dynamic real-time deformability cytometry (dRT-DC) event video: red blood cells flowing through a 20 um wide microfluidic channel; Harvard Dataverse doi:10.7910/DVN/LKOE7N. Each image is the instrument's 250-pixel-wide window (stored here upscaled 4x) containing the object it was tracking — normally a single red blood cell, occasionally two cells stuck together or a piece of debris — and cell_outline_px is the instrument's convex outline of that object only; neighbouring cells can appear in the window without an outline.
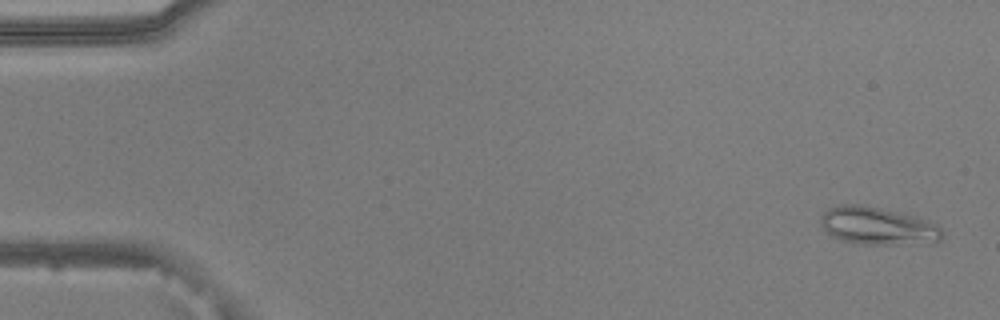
{"species": "common noctule bat (a hibernating species)", "species_latin": "Nyctalus noctula", "temperature_condition": "warm", "stored_images_in_passage": 12, "camera_frame_rate_fps": 3000, "um_per_image_px": 0.085, "animal": {"sex": "male", "body_mass_g": 20.5, "forearm_length_mm": 52.5}, "frame": {"image": 1, "passage_image": 2, "time_ms": 0.333, "image_size_px": [1000, 320], "cell_outline_px": [[944, 236], [940, 240], [896, 244], [860, 244], [840, 240], [832, 236], [820, 224], [820, 216], [828, 208], [840, 204], [860, 204], [900, 212], [916, 216], [936, 224], [944, 232]], "centroid_in_image_um": [74.56, 19.18], "position_along_channel_um": 10.4, "area_um2": 26.53}}